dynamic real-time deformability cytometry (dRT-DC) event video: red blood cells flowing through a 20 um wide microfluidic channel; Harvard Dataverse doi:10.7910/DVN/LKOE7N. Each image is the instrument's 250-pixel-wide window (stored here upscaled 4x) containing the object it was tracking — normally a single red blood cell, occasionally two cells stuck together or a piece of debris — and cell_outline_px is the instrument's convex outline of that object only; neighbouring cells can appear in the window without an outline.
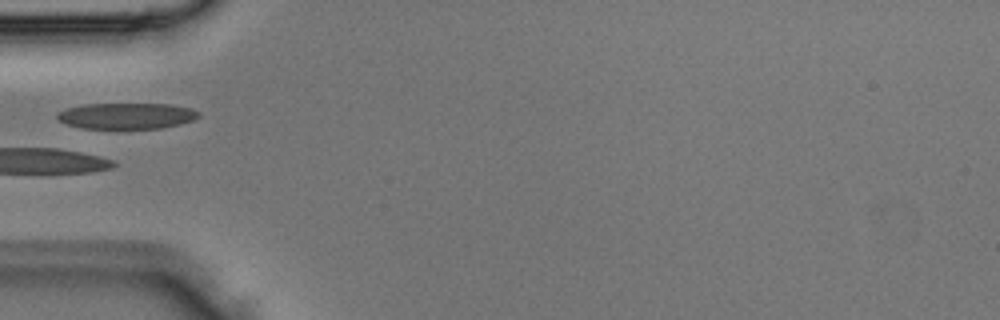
{"species": "Egyptian fruit bat (a non-hibernating species)", "species_latin": "Rousettus aegyptiacus", "temperature_condition": "room temperature", "stored_images_in_passage": 2, "camera_frame_rate_fps": 3000, "um_per_image_px": 0.085, "animal": {"sex": "male"}, "frame": {"image": 1, "passage_image": 2, "time_ms": 0.333, "image_size_px": [1000, 320], "cell_outline_px": [[200, 116], [192, 120], [180, 124], [160, 128], [84, 128], [68, 124], [60, 120], [56, 116], [56, 112], [64, 108], [84, 104], [168, 104], [192, 108], [200, 112]], "centroid_in_image_um": [10.76, 9.83], "position_along_channel_um": 74.2, "area_um2": 21.39}}